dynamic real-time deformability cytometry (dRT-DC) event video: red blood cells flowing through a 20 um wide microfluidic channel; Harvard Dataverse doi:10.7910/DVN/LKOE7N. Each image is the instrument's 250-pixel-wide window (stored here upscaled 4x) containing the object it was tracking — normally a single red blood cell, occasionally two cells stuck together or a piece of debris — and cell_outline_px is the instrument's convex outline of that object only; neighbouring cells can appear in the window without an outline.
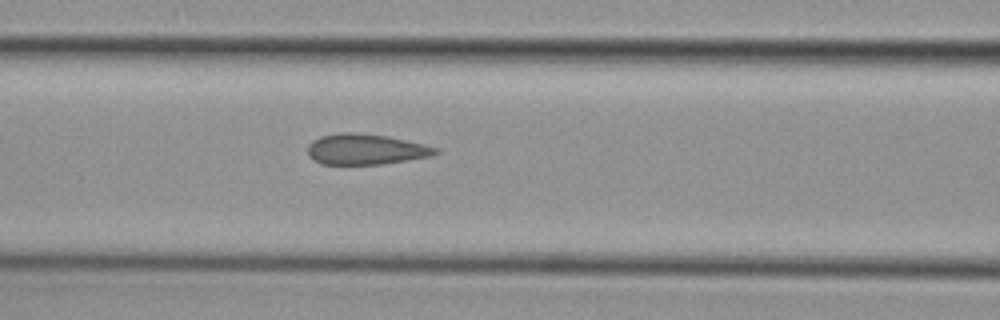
{"species": "common noctule bat (a hibernating species)", "species_latin": "Nyctalus noctula", "temperature_condition": "cold", "stored_images_in_passage": 4, "camera_frame_rate_fps": 3000, "um_per_image_px": 0.085, "animal": {"sex": "female", "body_mass_g": 29.2, "forearm_length_mm": 56.3}, "frame": {"image": 1, "passage_image": 4, "time_ms": 1.0, "image_size_px": [1000, 320], "cell_outline_px": [[440, 152], [432, 156], [380, 164], [320, 164], [312, 160], [308, 156], [308, 144], [312, 140], [320, 136], [340, 132], [352, 132], [388, 136], [424, 144], [440, 148]], "centroid_in_image_um": [31.07, 12.68], "position_along_channel_um": 135.5, "area_um2": 23.0}}